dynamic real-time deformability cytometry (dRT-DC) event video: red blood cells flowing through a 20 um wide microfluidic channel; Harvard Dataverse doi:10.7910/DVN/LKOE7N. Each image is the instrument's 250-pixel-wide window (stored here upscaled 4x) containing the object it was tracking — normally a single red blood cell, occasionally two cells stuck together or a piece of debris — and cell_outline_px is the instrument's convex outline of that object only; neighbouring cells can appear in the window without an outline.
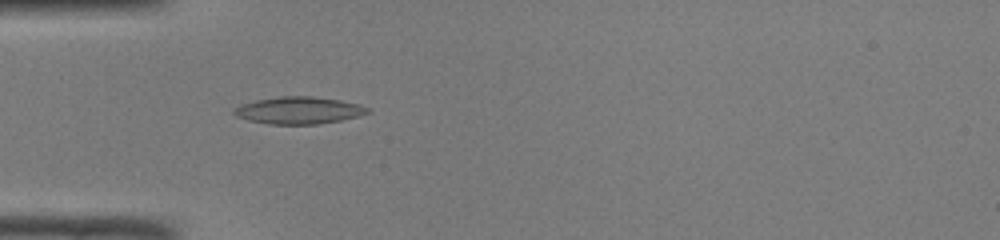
{"species": "common noctule bat (a hibernating species)", "species_latin": "Nyctalus noctula", "temperature_condition": "room temperature", "stored_images_in_passage": 49, "camera_frame_rate_fps": 3000, "um_per_image_px": 0.085, "animal": {"sex": "male", "body_mass_g": 19.0, "forearm_length_mm": 50.8}, "frame": {"image": 1, "passage_image": 15, "time_ms": 4.667, "image_size_px": [1000, 240], "cell_outline_px": [[372, 112], [360, 116], [340, 120], [316, 124], [268, 124], [248, 120], [236, 116], [232, 112], [240, 104], [256, 100], [280, 96], [312, 96], [340, 100], [360, 104], [368, 108]], "centroid_in_image_um": [25.41, 9.38], "position_along_channel_um": 59.6, "area_um2": 21.15}}
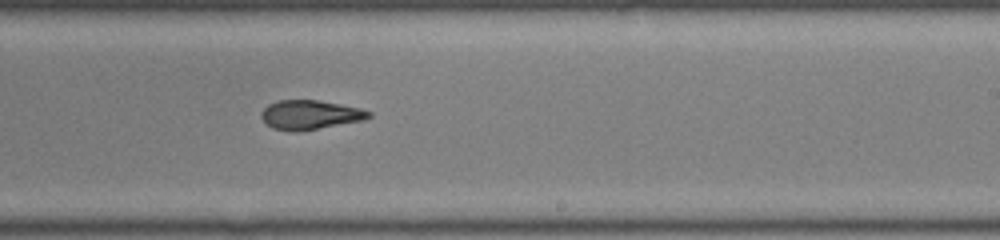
{"frame": {"image": 2, "passage_image": 30, "time_ms": 9.667, "image_size_px": [1000, 240], "cell_outline_px": [[372, 116], [364, 120], [296, 132], [292, 132], [272, 128], [260, 116], [260, 112], [268, 104], [276, 100], [316, 100], [340, 104], [360, 108], [372, 112]], "centroid_in_image_um": [26.34, 9.75], "position_along_channel_um": 262.7, "area_um2": 18.32}}
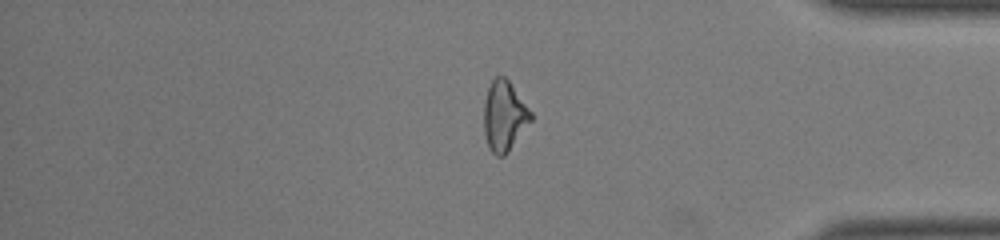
{"frame": {"image": 3, "passage_image": 41, "time_ms": 13.333, "image_size_px": [1000, 240], "cell_outline_px": [[532, 120], [508, 152], [504, 156], [496, 156], [488, 148], [484, 132], [484, 100], [488, 88], [492, 80], [496, 76], [504, 76], [508, 80], [532, 112]], "centroid_in_image_um": [42.85, 9.87], "position_along_channel_um": 392.3, "area_um2": 19.19}, "authors_computed_cell_mechanics": {"area_um2": 19.1896, "velocity_mm_per_s": 4.1321, "shape_relaxation_time_tau1_ms": 7.4471, "shape_relaxation_time_tau2_ms": 3.6391, "deformation_change_tau1": 0.2124, "deformation_change_tau2": 0.1344}}